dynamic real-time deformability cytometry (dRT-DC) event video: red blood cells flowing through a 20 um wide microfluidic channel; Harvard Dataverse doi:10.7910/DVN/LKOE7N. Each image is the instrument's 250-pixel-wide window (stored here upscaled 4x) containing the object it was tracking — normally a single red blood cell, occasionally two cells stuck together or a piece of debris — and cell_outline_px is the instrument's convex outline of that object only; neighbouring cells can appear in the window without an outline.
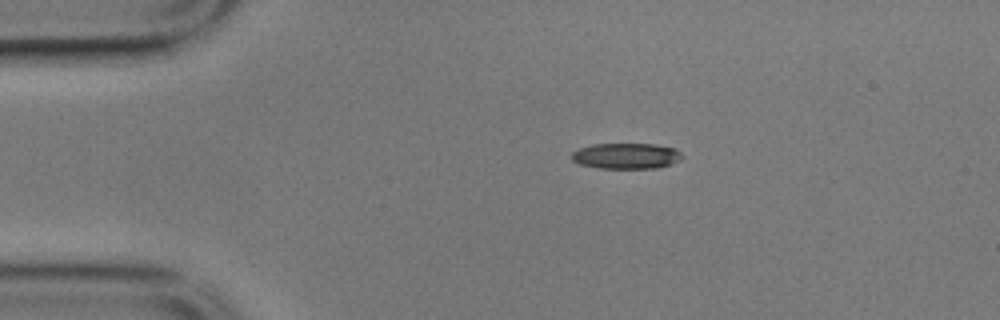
{"species": "common noctule bat (a hibernating species)", "species_latin": "Nyctalus noctula", "temperature_condition": "cold", "stored_images_in_passage": 47, "camera_frame_rate_fps": 3000, "um_per_image_px": 0.085, "animal": {"sex": "male", "body_mass_g": 17.9}, "frame": {"image": 1, "passage_image": 1, "time_ms": 0.0, "image_size_px": [1000, 320], "cell_outline_px": [[684, 156], [680, 160], [656, 168], [596, 168], [580, 164], [572, 160], [572, 152], [580, 148], [592, 144], [656, 144], [676, 148]], "centroid_in_image_um": [53.23, 13.25], "position_along_channel_um": 31.8, "area_um2": 16.59}}
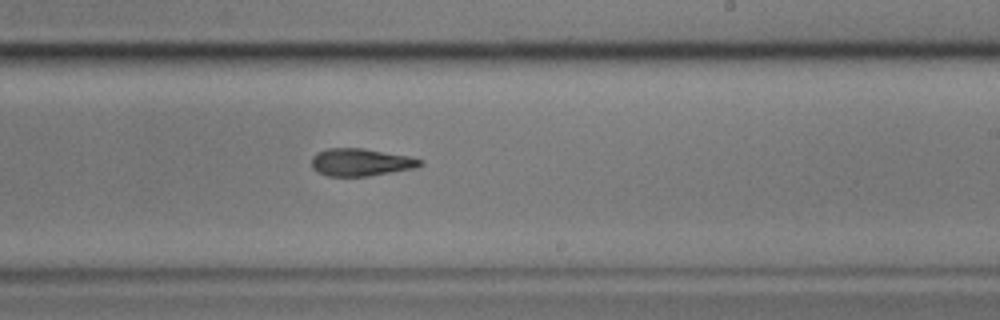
{"frame": {"image": 2, "passage_image": 24, "time_ms": 7.667, "image_size_px": [1000, 320], "cell_outline_px": [[424, 164], [416, 168], [368, 176], [328, 176], [316, 172], [312, 168], [312, 156], [316, 152], [328, 148], [364, 148], [408, 156], [424, 160]], "centroid_in_image_um": [30.66, 13.79], "position_along_channel_um": 258.3, "area_um2": 17.57}}
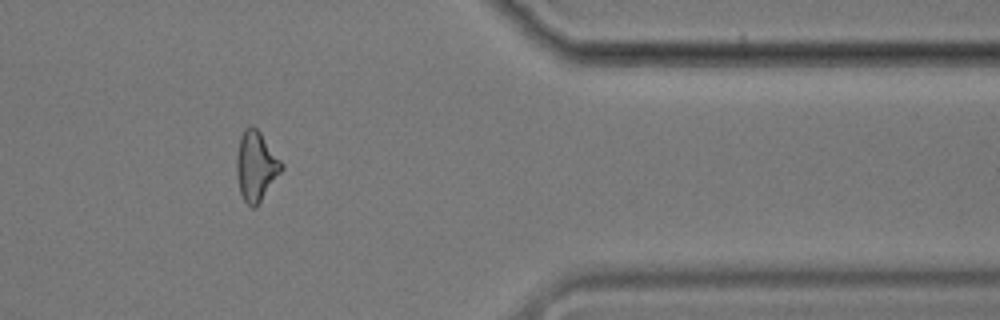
{"frame": {"image": 3, "passage_image": 37, "time_ms": 12.0, "image_size_px": [1000, 320], "cell_outline_px": [[284, 168], [256, 208], [252, 208], [244, 200], [240, 192], [236, 176], [236, 156], [240, 136], [244, 128], [252, 124], [260, 132], [284, 164]], "centroid_in_image_um": [21.75, 14.12], "position_along_channel_um": 389.6, "area_um2": 18.44}, "authors_computed_cell_mechanics": {"area_um2": 18.0336, "velocity_mm_per_s": 3.5198, "shape_relaxation_time_tau1_ms": 10.0647, "shape_relaxation_time_tau2_ms": 6.3966, "deformation_change_tau1": 0.2254, "deformation_change_tau2": 0.1521}}